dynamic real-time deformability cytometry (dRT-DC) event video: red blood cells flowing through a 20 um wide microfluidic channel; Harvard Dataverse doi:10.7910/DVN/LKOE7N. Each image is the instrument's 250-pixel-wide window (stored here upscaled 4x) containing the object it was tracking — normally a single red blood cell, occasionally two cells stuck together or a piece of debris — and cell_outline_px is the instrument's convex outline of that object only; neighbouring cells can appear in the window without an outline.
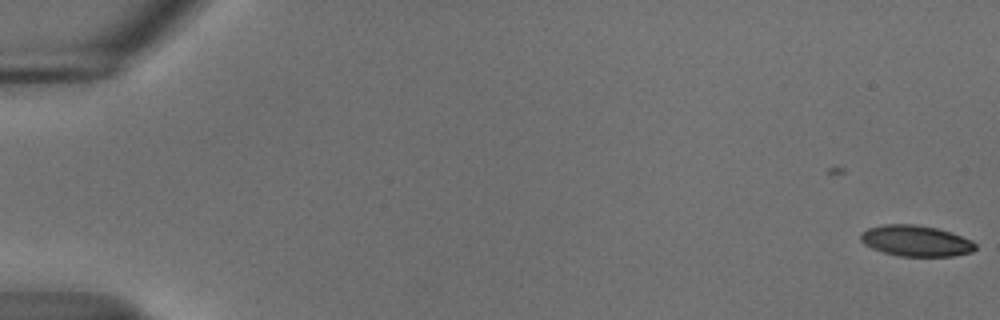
{"species": "common noctule bat (a hibernating species)", "species_latin": "Nyctalus noctula", "temperature_condition": "cold", "stored_images_in_passage": 20, "camera_frame_rate_fps": 3000, "um_per_image_px": 0.085, "animal": {"sex": "male", "body_mass_g": 18.8}, "frame": {"image": 1, "passage_image": 1, "time_ms": 0.0, "image_size_px": [1000, 320], "cell_outline_px": [[976, 248], [972, 252], [952, 256], [900, 256], [884, 252], [872, 248], [864, 244], [860, 240], [860, 236], [868, 228], [884, 224], [916, 224], [936, 228], [952, 232], [972, 240], [976, 244]], "centroid_in_image_um": [77.88, 20.47], "position_along_channel_um": 7.1, "area_um2": 20.69}}
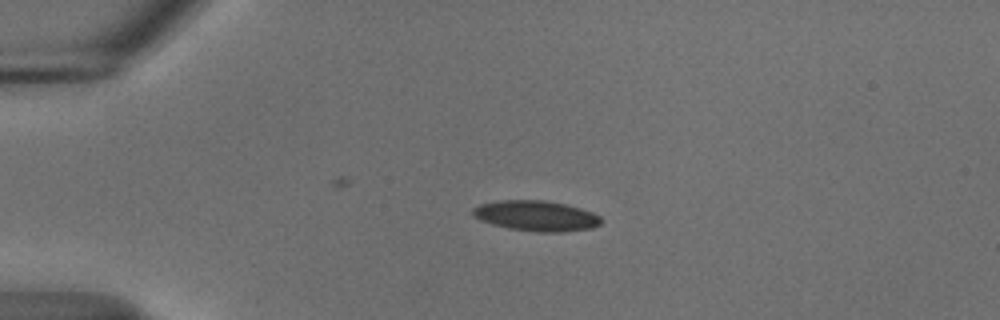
{"frame": {"image": 2, "passage_image": 14, "time_ms": 4.333, "image_size_px": [1000, 320], "cell_outline_px": [[600, 224], [592, 228], [564, 232], [536, 232], [508, 228], [492, 224], [480, 220], [472, 216], [472, 208], [480, 204], [500, 200], [544, 200], [564, 204], [580, 208], [592, 212], [600, 216]], "centroid_in_image_um": [45.55, 18.35], "position_along_channel_um": 39.5, "area_um2": 22.77}}